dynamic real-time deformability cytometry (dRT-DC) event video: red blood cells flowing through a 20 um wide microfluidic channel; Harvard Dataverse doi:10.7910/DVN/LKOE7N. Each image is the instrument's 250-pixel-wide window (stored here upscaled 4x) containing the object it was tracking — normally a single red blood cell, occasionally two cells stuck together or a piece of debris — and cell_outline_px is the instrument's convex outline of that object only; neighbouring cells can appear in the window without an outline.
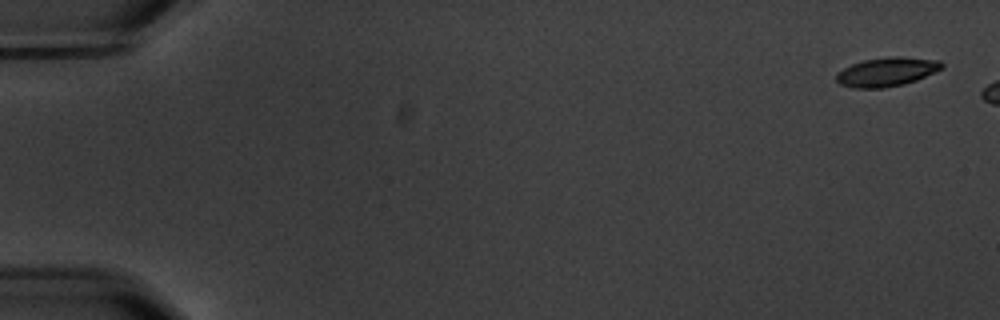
{"species": "common noctule bat (a hibernating species)", "species_latin": "Nyctalus noctula", "temperature_condition": "warm", "stored_images_in_passage": 3, "camera_frame_rate_fps": 3000, "um_per_image_px": 0.085, "animal": {"sex": "male", "body_mass_g": 20.1, "forearm_length_mm": 53.5}, "frame": {"image": 1, "passage_image": 1, "time_ms": 0.0, "image_size_px": [1000, 320], "cell_outline_px": [[944, 68], [916, 80], [904, 84], [884, 88], [852, 88], [840, 84], [836, 80], [836, 72], [852, 64], [864, 60], [888, 56], [900, 56], [940, 60], [944, 64]], "centroid_in_image_um": [75.38, 6.1], "position_along_channel_um": 9.6, "area_um2": 17.98}}